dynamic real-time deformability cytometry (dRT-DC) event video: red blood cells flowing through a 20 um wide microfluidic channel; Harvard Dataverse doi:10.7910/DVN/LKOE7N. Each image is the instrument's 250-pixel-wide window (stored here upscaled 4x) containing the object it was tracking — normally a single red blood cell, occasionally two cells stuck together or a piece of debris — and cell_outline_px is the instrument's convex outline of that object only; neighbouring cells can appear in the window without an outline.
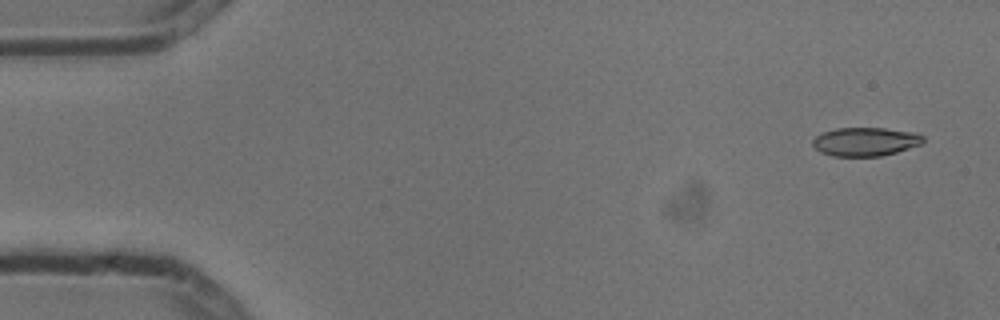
{"species": "common noctule bat (a hibernating species)", "species_latin": "Nyctalus noctula", "temperature_condition": "cold", "stored_images_in_passage": 4, "camera_frame_rate_fps": 3000, "um_per_image_px": 0.085, "animal": {"sex": "male", "body_mass_g": 13.3}, "frame": {"image": 1, "passage_image": 1, "time_ms": 0.0, "image_size_px": [1000, 320], "cell_outline_px": [[924, 140], [920, 144], [896, 152], [880, 156], [832, 156], [820, 152], [812, 144], [812, 140], [816, 136], [824, 132], [836, 128], [884, 128], [916, 132], [924, 136]], "centroid_in_image_um": [73.55, 12.03], "position_along_channel_um": 11.4, "area_um2": 18.38}}